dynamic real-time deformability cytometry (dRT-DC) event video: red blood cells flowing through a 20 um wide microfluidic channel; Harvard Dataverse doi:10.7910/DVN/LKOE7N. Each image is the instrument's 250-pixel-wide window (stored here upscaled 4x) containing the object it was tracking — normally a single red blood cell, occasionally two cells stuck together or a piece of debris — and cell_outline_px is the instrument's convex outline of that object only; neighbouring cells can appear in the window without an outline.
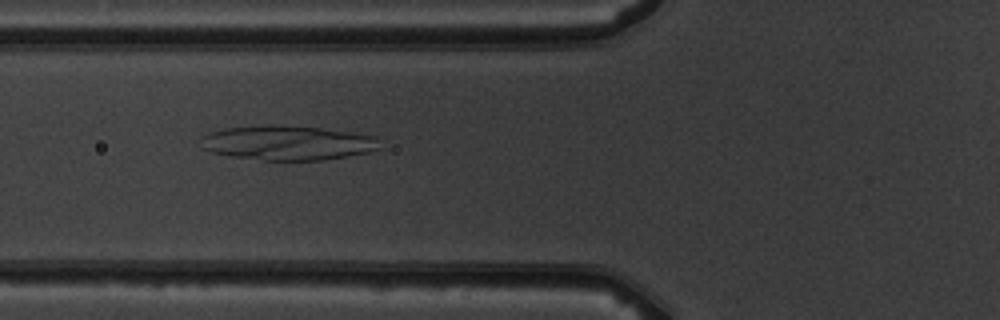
{"species": "common noctule bat (a hibernating species)", "species_latin": "Nyctalus noctula", "temperature_condition": "warm", "stored_images_in_passage": 7, "camera_frame_rate_fps": 3000, "um_per_image_px": 0.085, "animal": {"sex": "male", "body_mass_g": 19.5, "forearm_length_mm": 54.6}, "frame": {"image": 1, "passage_image": 6, "time_ms": 6.667, "image_size_px": [1000, 320], "cell_outline_px": [[384, 148], [368, 152], [348, 156], [324, 160], [264, 160], [228, 156], [212, 152], [204, 148], [200, 136], [224, 128], [272, 124], [280, 124], [320, 128], [384, 136]], "centroid_in_image_um": [24.59, 12.13], "position_along_channel_um": 101.2, "area_um2": 36.82}}